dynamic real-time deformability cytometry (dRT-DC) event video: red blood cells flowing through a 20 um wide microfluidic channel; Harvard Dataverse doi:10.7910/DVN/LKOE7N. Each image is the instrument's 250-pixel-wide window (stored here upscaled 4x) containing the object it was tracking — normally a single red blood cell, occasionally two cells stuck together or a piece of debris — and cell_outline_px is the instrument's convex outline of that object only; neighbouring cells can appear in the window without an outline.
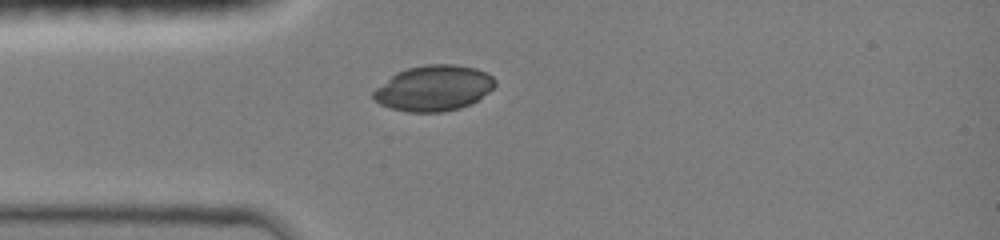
{"species": "common noctule bat (a hibernating species)", "species_latin": "Nyctalus noctula", "temperature_condition": "room temperature", "stored_images_in_passage": 5, "camera_frame_rate_fps": 3000, "um_per_image_px": 0.085, "animal": {"sex": "female", "body_mass_g": 19.0, "forearm_length_mm": 51.5}, "frame": {"image": 1, "passage_image": 2, "time_ms": 1.0, "image_size_px": [1000, 240], "cell_outline_px": [[496, 84], [488, 92], [476, 100], [460, 108], [444, 112], [408, 112], [392, 108], [380, 104], [372, 96], [372, 92], [376, 88], [396, 72], [408, 68], [424, 64], [456, 64], [476, 68], [492, 76], [496, 80]], "centroid_in_image_um": [36.86, 7.48], "position_along_channel_um": 48.1, "area_um2": 32.19}}
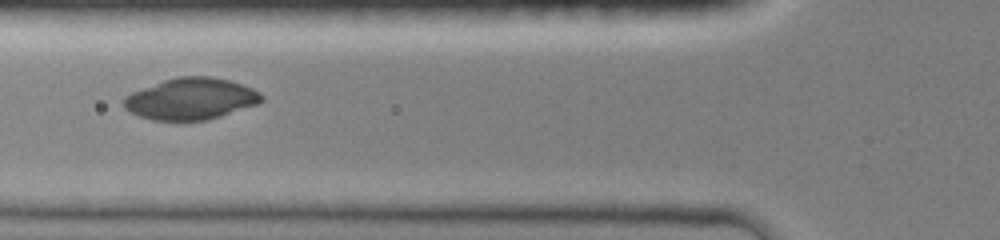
{"frame": {"image": 2, "passage_image": 4, "time_ms": 2.667, "image_size_px": [1000, 240], "cell_outline_px": [[264, 100], [256, 104], [208, 120], [152, 120], [140, 116], [124, 108], [120, 100], [124, 96], [132, 92], [164, 80], [176, 76], [208, 76], [228, 80], [252, 88], [260, 92], [264, 96]], "centroid_in_image_um": [16.2, 8.39], "position_along_channel_um": 109.6, "area_um2": 33.23}}